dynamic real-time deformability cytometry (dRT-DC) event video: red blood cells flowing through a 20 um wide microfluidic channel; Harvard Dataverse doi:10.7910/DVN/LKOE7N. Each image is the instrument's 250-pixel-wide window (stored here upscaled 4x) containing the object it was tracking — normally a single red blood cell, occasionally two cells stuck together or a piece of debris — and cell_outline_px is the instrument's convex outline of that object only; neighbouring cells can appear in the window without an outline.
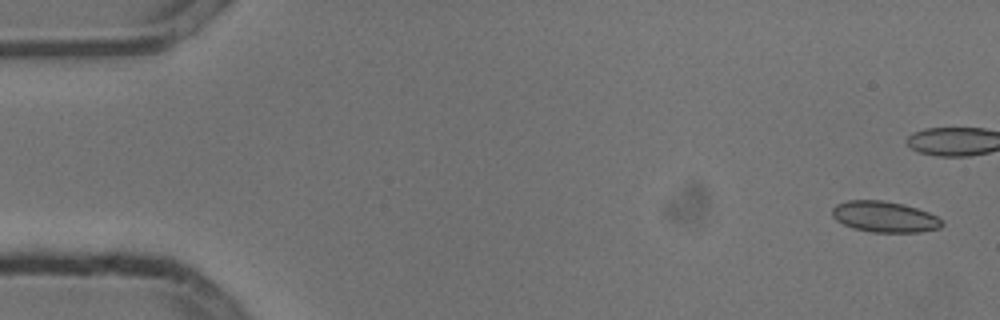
{"species": "common noctule bat (a hibernating species)", "species_latin": "Nyctalus noctula", "temperature_condition": "cold", "stored_images_in_passage": 5, "camera_frame_rate_fps": 3000, "um_per_image_px": 0.085, "animal": {"sex": "male", "body_mass_g": 13.3}, "frame": {"image": 1, "passage_image": 1, "time_ms": 0.0, "image_size_px": [1000, 320], "cell_outline_px": [[944, 224], [940, 228], [920, 232], [872, 232], [852, 228], [836, 220], [832, 216], [832, 208], [836, 204], [848, 200], [884, 200], [904, 204], [928, 212], [936, 216]], "centroid_in_image_um": [75.17, 18.42], "position_along_channel_um": 9.8, "area_um2": 19.83}}
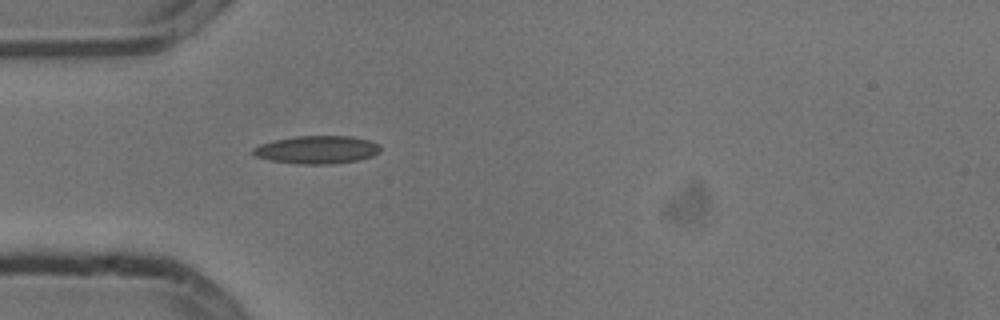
{"frame": {"image": 2, "passage_image": 5, "time_ms": 1.333, "image_size_px": [1000, 320], "cell_outline_px": [[380, 152], [372, 156], [356, 160], [332, 164], [296, 164], [272, 160], [256, 156], [252, 152], [252, 148], [260, 144], [276, 140], [296, 136], [352, 136], [368, 140], [380, 144]], "centroid_in_image_um": [26.96, 12.72], "position_along_channel_um": 58.0, "area_um2": 20.63}}